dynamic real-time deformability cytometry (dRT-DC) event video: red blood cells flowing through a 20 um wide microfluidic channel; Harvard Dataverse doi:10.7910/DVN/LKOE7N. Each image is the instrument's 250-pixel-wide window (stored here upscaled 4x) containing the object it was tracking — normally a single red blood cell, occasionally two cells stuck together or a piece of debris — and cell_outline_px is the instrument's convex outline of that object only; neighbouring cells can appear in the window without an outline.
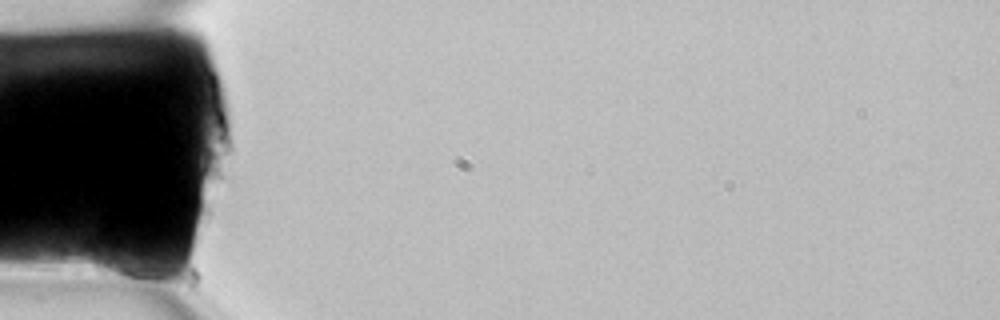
{"species": "common noctule bat (a hibernating species)", "species_latin": "Nyctalus noctula", "temperature_condition": "room temperature", "stored_images_in_passage": 3, "camera_frame_rate_fps": 3000, "um_per_image_px": 0.085, "animal": {"sex": "female", "body_mass_g": 22.7, "forearm_length_mm": 54.2}, "frame": {"image": 1, "passage_image": 1, "time_ms": 0.0, "image_size_px": [1000, 320], "cell_outline_px": [[160, 276], [156, 288], [148, 288], [96, 272], [92, 268], [92, 252], [96, 244], [100, 240], [140, 256], [160, 272]], "centroid_in_image_um": [10.52, 22.57], "position_along_channel_um": 74.5, "area_um2": 13.81}}